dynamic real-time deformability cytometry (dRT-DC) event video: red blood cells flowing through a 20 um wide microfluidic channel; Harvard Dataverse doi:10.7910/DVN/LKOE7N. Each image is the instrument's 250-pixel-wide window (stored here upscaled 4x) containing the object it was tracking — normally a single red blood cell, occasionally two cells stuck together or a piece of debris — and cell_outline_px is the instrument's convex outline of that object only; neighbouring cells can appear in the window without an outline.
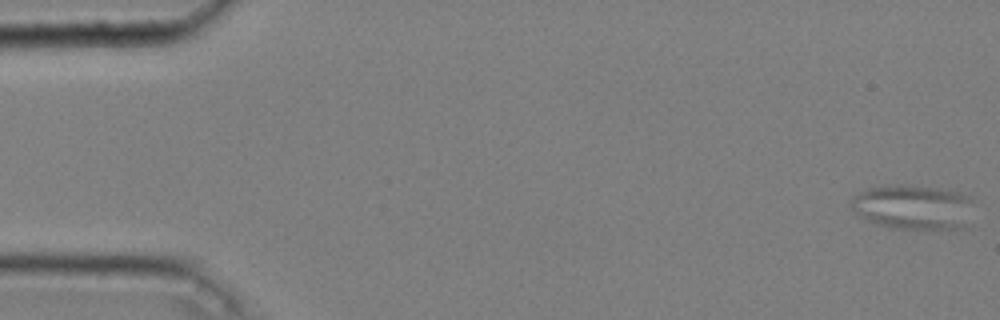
{"species": "common noctule bat (a hibernating species)", "species_latin": "Nyctalus noctula", "temperature_condition": "cold", "stored_images_in_passage": 54, "segment_of_instrument_passage": [1, 2], "camera_frame_rate_fps": 3000, "um_per_image_px": 0.085, "animal": {"sex": "male", "body_mass_g": 20.4}, "frame": {"image": 1, "passage_image": 1, "time_ms": 0.0, "image_size_px": [1000, 320], "cell_outline_px": [[972, 228], [888, 228], [876, 224], [860, 216], [852, 208], [852, 196], [868, 188], [900, 184], [904, 184], [936, 188], [960, 192], [972, 196]], "centroid_in_image_um": [77.71, 17.61], "position_along_channel_um": 7.3, "area_um2": 32.37}}
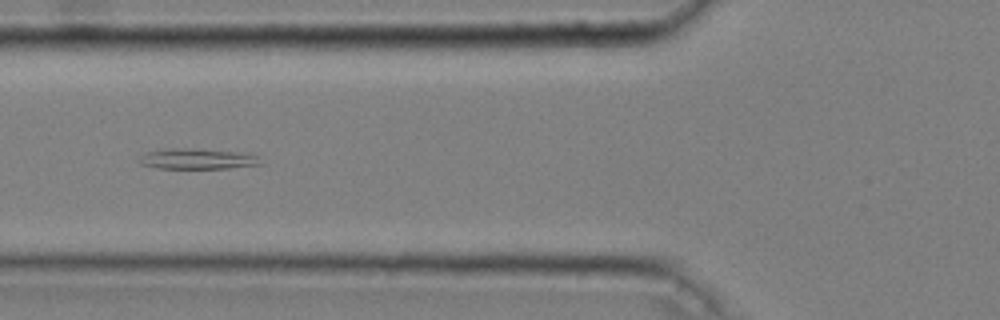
{"frame": {"image": 2, "passage_image": 21, "time_ms": 6.667, "image_size_px": [1000, 320], "cell_outline_px": [[264, 164], [228, 168], [156, 168], [140, 164], [140, 160], [144, 152], [164, 148], [196, 148], [248, 152], [256, 156]], "centroid_in_image_um": [16.81, 13.48], "position_along_channel_um": 109.0, "area_um2": 14.85}}
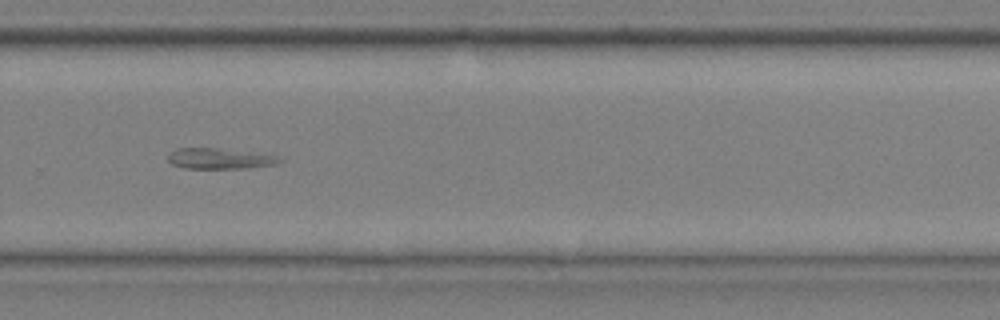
{"frame": {"image": 3, "passage_image": 38, "time_ms": 12.333, "image_size_px": [1000, 320], "cell_outline_px": [[284, 160], [276, 164], [244, 168], [184, 168], [172, 164], [168, 160], [168, 152], [176, 148], [220, 148], [276, 156]], "centroid_in_image_um": [18.61, 13.47], "position_along_channel_um": 311.2, "area_um2": 13.29}}